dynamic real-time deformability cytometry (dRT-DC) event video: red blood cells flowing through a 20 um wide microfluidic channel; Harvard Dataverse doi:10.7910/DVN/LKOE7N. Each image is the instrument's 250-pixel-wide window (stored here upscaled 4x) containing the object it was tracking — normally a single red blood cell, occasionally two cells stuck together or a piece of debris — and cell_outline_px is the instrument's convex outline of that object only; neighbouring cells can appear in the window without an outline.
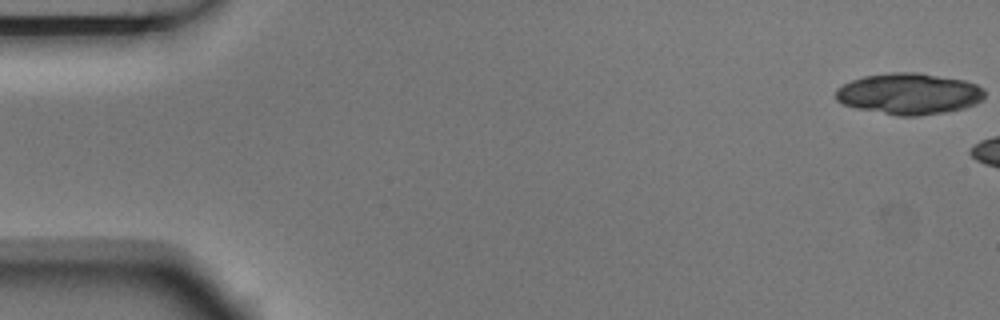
{"species": "Egyptian fruit bat (a non-hibernating species)", "species_latin": "Rousettus aegyptiacus", "temperature_condition": "room temperature", "stored_images_in_passage": 2, "camera_frame_rate_fps": 3000, "um_per_image_px": 0.085, "animal": {"sex": "male"}, "frame": {"image": 1, "passage_image": 1, "time_ms": 0.0, "image_size_px": [1000, 320], "cell_outline_px": [[984, 96], [976, 104], [964, 108], [948, 112], [916, 116], [896, 116], [856, 108], [844, 104], [836, 100], [836, 88], [852, 80], [864, 76], [892, 72], [920, 72], [964, 80], [976, 84], [984, 88]], "centroid_in_image_um": [77.28, 7.97], "position_along_channel_um": 7.7, "area_um2": 36.01}}